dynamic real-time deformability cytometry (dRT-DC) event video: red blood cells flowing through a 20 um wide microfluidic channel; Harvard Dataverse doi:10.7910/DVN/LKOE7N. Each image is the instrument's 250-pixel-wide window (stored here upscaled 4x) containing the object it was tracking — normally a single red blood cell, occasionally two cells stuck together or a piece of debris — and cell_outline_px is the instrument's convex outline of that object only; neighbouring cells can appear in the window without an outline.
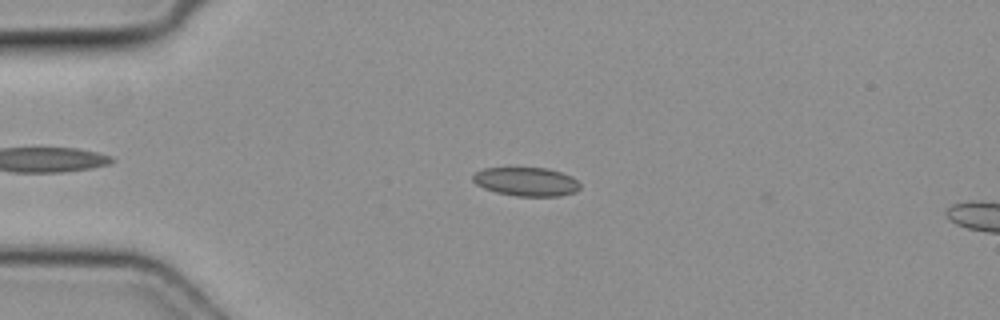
{"species": "common noctule bat (a hibernating species)", "species_latin": "Nyctalus noctula", "temperature_condition": "cold", "stored_images_in_passage": 8, "camera_frame_rate_fps": 3000, "um_per_image_px": 0.085, "animal": {"sex": "female", "body_mass_g": 19.3, "forearm_length_mm": 54.1}, "frame": {"image": 1, "passage_image": 4, "time_ms": 1.0, "image_size_px": [1000, 320], "cell_outline_px": [[580, 188], [576, 192], [560, 196], [516, 196], [496, 192], [484, 188], [476, 184], [472, 180], [472, 176], [476, 172], [484, 168], [548, 168], [572, 176], [580, 184]], "centroid_in_image_um": [44.75, 15.44], "position_along_channel_um": 40.3, "area_um2": 17.98}}